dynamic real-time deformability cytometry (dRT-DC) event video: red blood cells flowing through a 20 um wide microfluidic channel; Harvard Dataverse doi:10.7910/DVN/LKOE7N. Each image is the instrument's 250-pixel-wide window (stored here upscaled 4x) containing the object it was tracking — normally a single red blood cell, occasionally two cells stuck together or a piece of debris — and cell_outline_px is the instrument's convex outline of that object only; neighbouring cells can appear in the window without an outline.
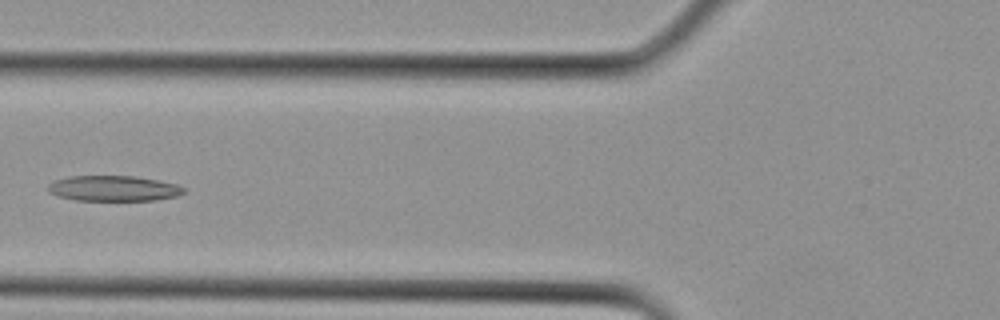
{"species": "Egyptian fruit bat (a non-hibernating species)", "species_latin": "Rousettus aegyptiacus", "temperature_condition": "cold", "stored_images_in_passage": 9, "camera_frame_rate_fps": 3000, "um_per_image_px": 0.085, "animal": {"sex": "female"}, "frame": {"image": 1, "passage_image": 8, "time_ms": 2.333, "image_size_px": [1000, 320], "cell_outline_px": [[184, 192], [176, 196], [156, 200], [76, 200], [60, 196], [48, 192], [48, 184], [56, 180], [68, 176], [132, 176], [156, 180], [176, 184], [184, 188]], "centroid_in_image_um": [9.63, 16.01], "position_along_channel_um": 116.2, "area_um2": 19.88}}